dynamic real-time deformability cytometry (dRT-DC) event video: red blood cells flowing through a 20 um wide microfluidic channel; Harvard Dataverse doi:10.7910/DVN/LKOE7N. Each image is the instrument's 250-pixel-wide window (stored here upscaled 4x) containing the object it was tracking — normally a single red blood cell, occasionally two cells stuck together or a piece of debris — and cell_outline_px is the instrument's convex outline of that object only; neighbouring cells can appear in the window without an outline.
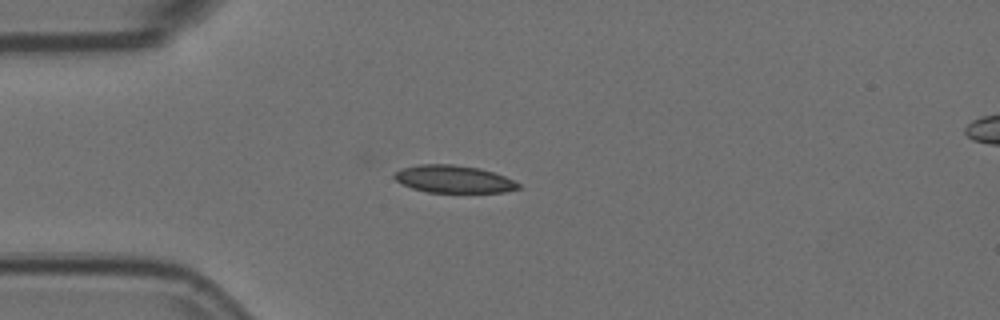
{"species": "Egyptian fruit bat (a non-hibernating species)", "species_latin": "Rousettus aegyptiacus", "temperature_condition": "room temperature", "stored_images_in_passage": 5, "camera_frame_rate_fps": 3000, "um_per_image_px": 0.085, "animal": {"sex": "female"}, "frame": {"image": 1, "passage_image": 5, "time_ms": 1.333, "image_size_px": [1000, 320], "cell_outline_px": [[520, 188], [504, 192], [428, 192], [412, 188], [400, 184], [392, 176], [400, 168], [420, 164], [452, 164], [480, 168], [504, 176], [520, 184]], "centroid_in_image_um": [38.51, 15.22], "position_along_channel_um": 46.5, "area_um2": 19.83}}